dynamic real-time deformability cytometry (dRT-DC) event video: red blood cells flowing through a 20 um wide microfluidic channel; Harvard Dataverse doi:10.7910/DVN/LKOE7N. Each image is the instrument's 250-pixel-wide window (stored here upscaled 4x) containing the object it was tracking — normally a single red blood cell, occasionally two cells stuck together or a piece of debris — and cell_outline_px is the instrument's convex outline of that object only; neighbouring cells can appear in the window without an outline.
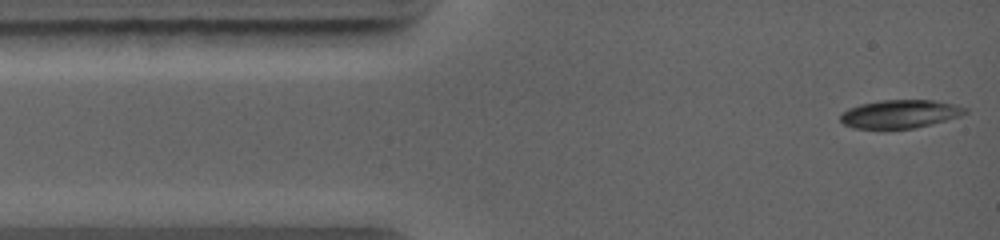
{"species": "common noctule bat (a hibernating species)", "species_latin": "Nyctalus noctula", "temperature_condition": "warm", "stored_images_in_passage": 13, "camera_frame_rate_fps": 5000, "um_per_image_px": 0.085, "animal": {"sex": "female", "body_mass_g": 19.0, "forearm_length_mm": 56.7}, "frame": {"image": 1, "passage_image": 1, "time_ms": 0.0, "image_size_px": [1000, 240], "cell_outline_px": [[968, 112], [960, 116], [916, 128], [856, 128], [844, 124], [840, 120], [840, 116], [848, 108], [860, 104], [880, 100], [932, 100], [952, 104], [968, 108]], "centroid_in_image_um": [76.51, 9.68], "position_along_channel_um": 8.5, "area_um2": 20.35}}
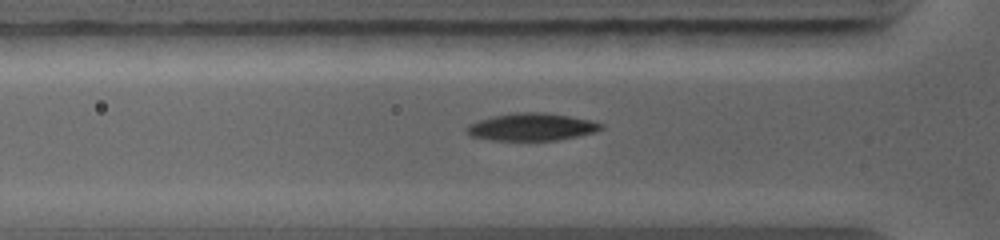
{"frame": {"image": 2, "passage_image": 8, "time_ms": 2.8, "image_size_px": [1000, 240], "cell_outline_px": [[604, 128], [596, 132], [556, 140], [492, 140], [472, 136], [464, 128], [468, 124], [476, 120], [492, 116], [516, 112], [544, 112], [568, 116], [588, 120], [604, 124]], "centroid_in_image_um": [45.16, 10.78], "position_along_channel_um": 80.6, "area_um2": 21.44}}
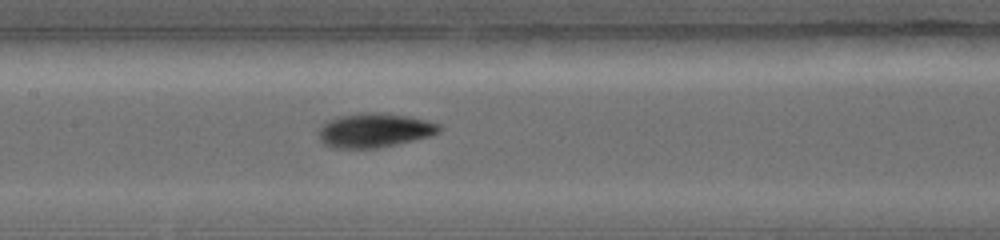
{"frame": {"image": 3, "passage_image": 13, "time_ms": 4.8, "image_size_px": [1000, 240], "cell_outline_px": [[444, 128], [440, 132], [432, 136], [380, 148], [332, 148], [324, 144], [320, 140], [320, 128], [328, 120], [340, 116], [360, 112], [372, 112], [408, 116], [428, 120], [440, 124]], "centroid_in_image_um": [31.89, 11.08], "position_along_channel_um": 175.5, "area_um2": 24.22}}